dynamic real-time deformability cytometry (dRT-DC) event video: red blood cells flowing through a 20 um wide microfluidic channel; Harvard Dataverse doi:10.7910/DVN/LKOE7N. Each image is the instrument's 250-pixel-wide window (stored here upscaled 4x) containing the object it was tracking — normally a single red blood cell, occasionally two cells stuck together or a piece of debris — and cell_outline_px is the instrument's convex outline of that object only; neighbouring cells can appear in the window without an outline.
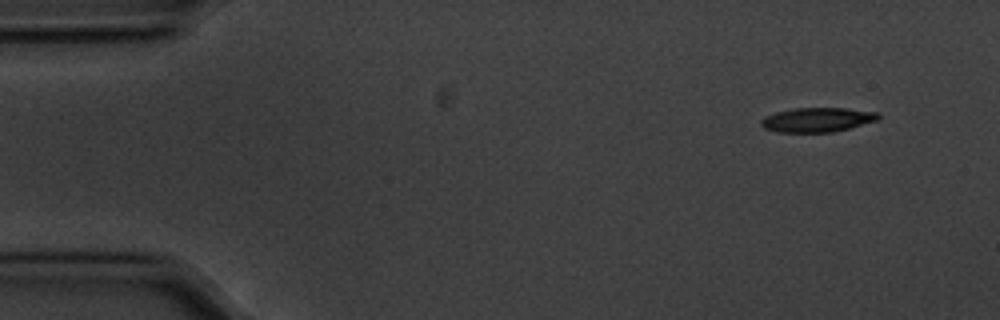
{"species": "common noctule bat (a hibernating species)", "species_latin": "Nyctalus noctula", "temperature_condition": "cold", "stored_images_in_passage": 52, "camera_frame_rate_fps": 3000, "um_per_image_px": 0.085, "animal": {"sex": "male", "body_mass_g": 20.1, "forearm_length_mm": 53.5}, "frame": {"image": 1, "passage_image": 1, "time_ms": 0.0, "image_size_px": [1000, 320], "cell_outline_px": [[880, 116], [876, 120], [848, 128], [832, 132], [776, 132], [764, 128], [760, 124], [760, 120], [764, 116], [776, 112], [796, 108], [844, 108], [880, 112]], "centroid_in_image_um": [69.43, 10.17], "position_along_channel_um": 15.6, "area_um2": 16.59}}
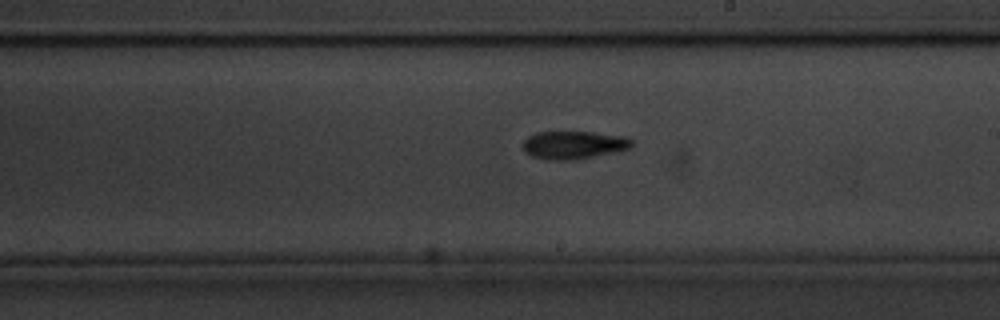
{"frame": {"image": 2, "passage_image": 28, "time_ms": 9.0, "image_size_px": [1000, 320], "cell_outline_px": [[636, 144], [632, 148], [592, 156], [564, 160], [548, 160], [532, 156], [524, 152], [520, 144], [528, 136], [536, 132], [592, 132], [624, 136], [632, 140]], "centroid_in_image_um": [48.73, 12.31], "position_along_channel_um": 240.3, "area_um2": 17.74}}
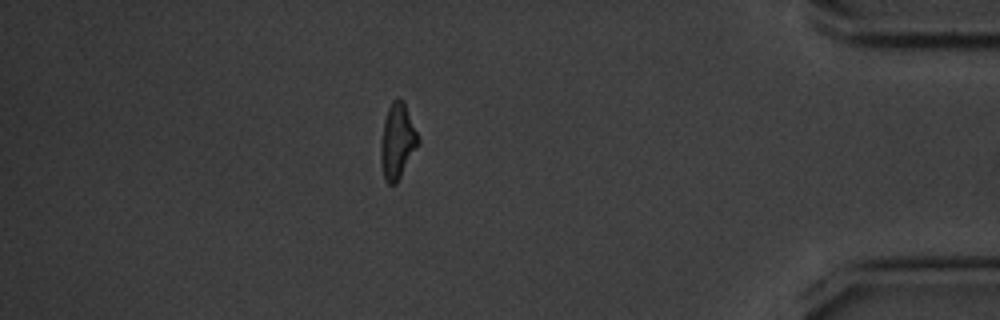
{"frame": {"image": 3, "passage_image": 45, "time_ms": 14.667, "image_size_px": [1000, 320], "cell_outline_px": [[420, 144], [396, 184], [388, 184], [384, 180], [380, 160], [380, 148], [384, 120], [388, 108], [392, 100], [396, 96], [400, 96], [404, 100], [420, 140]], "centroid_in_image_um": [33.78, 11.98], "position_along_channel_um": 401.4, "area_um2": 16.76}, "authors_computed_cell_mechanics": {"area_um2": 16.9932, "velocity_mm_per_s": 3.5684, "shape_relaxation_time_tau1_ms": 4.1949, "shape_relaxation_time_tau2_ms": 3.81, "deformation_change_tau1": 0.1459, "deformation_change_tau2": 0.14}}